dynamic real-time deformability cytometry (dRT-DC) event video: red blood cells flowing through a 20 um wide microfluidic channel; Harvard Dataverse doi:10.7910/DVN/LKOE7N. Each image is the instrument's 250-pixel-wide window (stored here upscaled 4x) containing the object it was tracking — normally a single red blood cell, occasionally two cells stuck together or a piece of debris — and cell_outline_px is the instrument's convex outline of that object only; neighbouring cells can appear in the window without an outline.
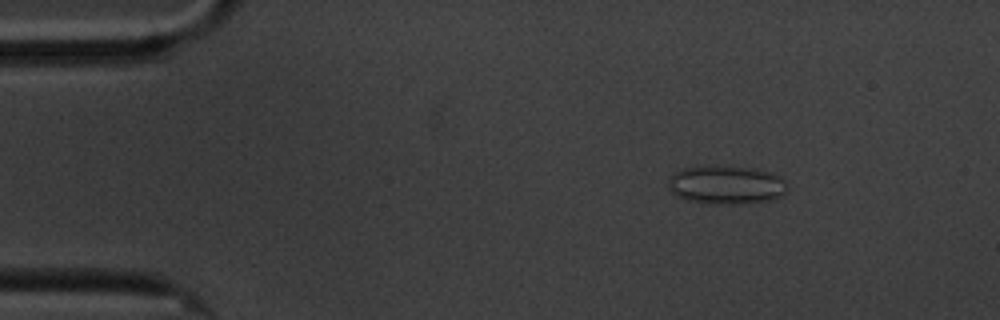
{"species": "common noctule bat (a hibernating species)", "species_latin": "Nyctalus noctula", "temperature_condition": "cold", "stored_images_in_passage": 5, "camera_frame_rate_fps": 3000, "um_per_image_px": 0.085, "animal": {"sex": "male", "body_mass_g": 20.1, "forearm_length_mm": 53.5}, "frame": {"image": 1, "passage_image": 3, "time_ms": 2.333, "image_size_px": [1000, 320], "cell_outline_px": [[788, 188], [780, 196], [772, 200], [744, 204], [704, 204], [688, 200], [676, 196], [668, 188], [668, 180], [676, 172], [684, 168], [752, 168], [772, 172], [780, 176], [788, 184]], "centroid_in_image_um": [61.77, 15.77], "position_along_channel_um": 23.2, "area_um2": 26.41}}